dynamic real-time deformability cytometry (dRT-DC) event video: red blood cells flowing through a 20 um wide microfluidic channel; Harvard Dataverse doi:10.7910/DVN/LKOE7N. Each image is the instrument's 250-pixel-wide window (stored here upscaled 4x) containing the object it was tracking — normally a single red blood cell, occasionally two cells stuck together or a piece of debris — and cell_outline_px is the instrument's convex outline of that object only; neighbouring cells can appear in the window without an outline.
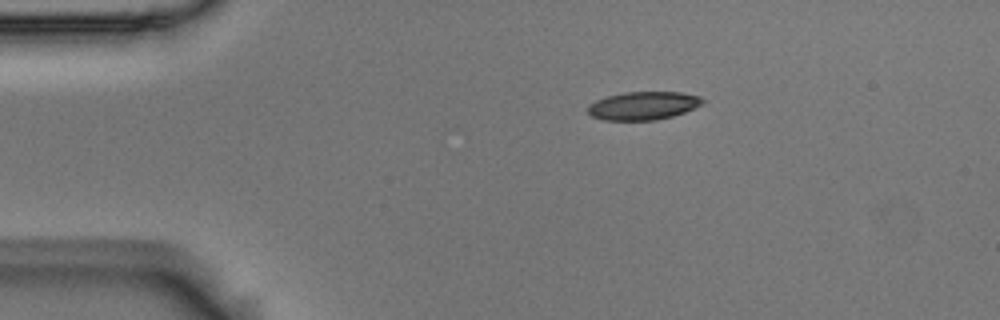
{"species": "Egyptian fruit bat (a non-hibernating species)", "species_latin": "Rousettus aegyptiacus", "temperature_condition": "room temperature", "stored_images_in_passage": 6, "camera_frame_rate_fps": 3000, "um_per_image_px": 0.085, "animal": {"sex": "male"}, "frame": {"image": 1, "passage_image": 1, "time_ms": 0.0, "image_size_px": [1000, 320], "cell_outline_px": [[704, 104], [684, 112], [672, 116], [656, 120], [604, 120], [592, 116], [588, 112], [588, 104], [596, 100], [608, 96], [624, 92], [680, 92], [700, 96], [704, 100]], "centroid_in_image_um": [54.69, 8.98], "position_along_channel_um": 30.3, "area_um2": 18.84}}
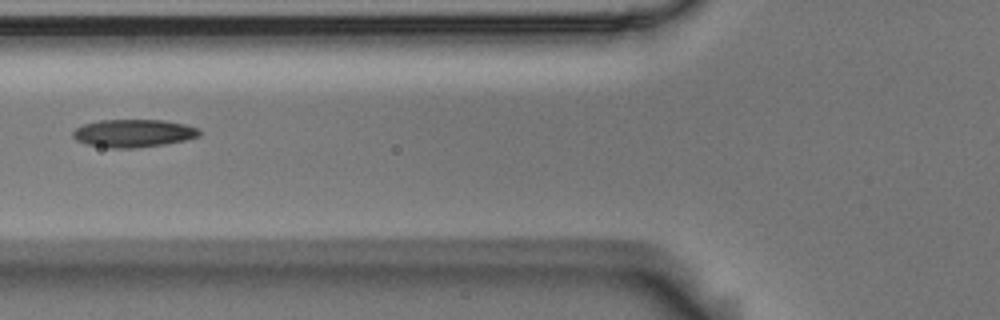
{"frame": {"image": 2, "passage_image": 4, "time_ms": 1.0, "image_size_px": [1000, 320], "cell_outline_px": [[200, 136], [184, 140], [164, 144], [136, 148], [108, 148], [88, 144], [76, 140], [72, 136], [72, 132], [76, 128], [84, 124], [100, 120], [164, 120], [184, 124], [196, 128], [200, 132]], "centroid_in_image_um": [11.32, 11.32], "position_along_channel_um": 114.5, "area_um2": 20.4}}
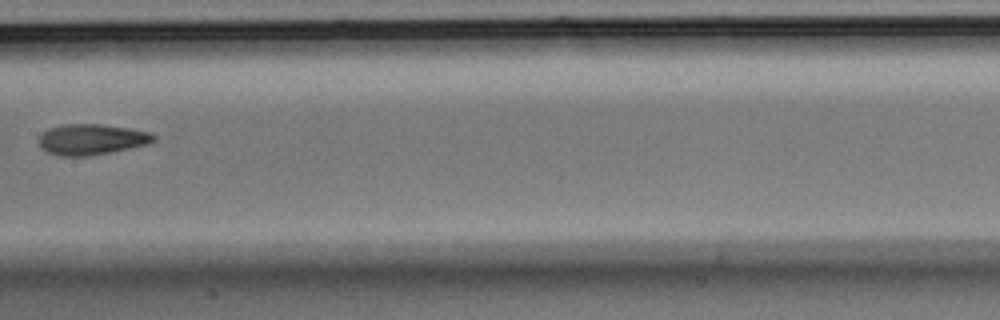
{"frame": {"image": 3, "passage_image": 6, "time_ms": 1.667, "image_size_px": [1000, 320], "cell_outline_px": [[156, 140], [148, 144], [88, 156], [60, 156], [48, 152], [40, 148], [40, 136], [48, 128], [64, 124], [100, 124], [132, 128], [148, 132], [156, 136]], "centroid_in_image_um": [7.78, 11.84], "position_along_channel_um": 199.6, "area_um2": 20.46}}